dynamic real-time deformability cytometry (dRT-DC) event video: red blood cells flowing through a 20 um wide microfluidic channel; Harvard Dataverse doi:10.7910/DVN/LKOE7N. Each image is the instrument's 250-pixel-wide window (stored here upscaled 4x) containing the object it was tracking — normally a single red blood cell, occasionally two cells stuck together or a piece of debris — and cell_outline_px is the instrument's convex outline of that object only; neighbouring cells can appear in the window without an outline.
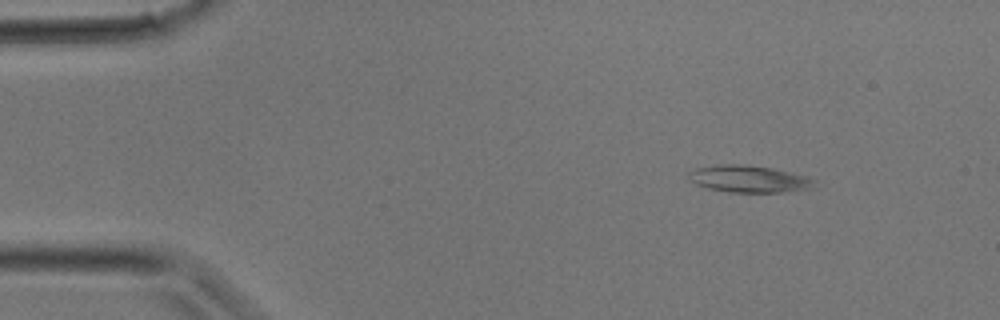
{"species": "common noctule bat (a hibernating species)", "species_latin": "Nyctalus noctula", "temperature_condition": "room temperature", "stored_images_in_passage": 31, "camera_frame_rate_fps": 3000, "um_per_image_px": 0.085, "animal": {"sex": "male", "body_mass_g": 17.9}, "frame": {"image": 1, "passage_image": 3, "time_ms": 0.667, "image_size_px": [1000, 320], "cell_outline_px": [[816, 180], [812, 188], [780, 192], [728, 192], [708, 188], [696, 184], [692, 180], [688, 172], [696, 168], [720, 164], [740, 164], [772, 168], [808, 176]], "centroid_in_image_um": [63.68, 15.2], "position_along_channel_um": 21.3, "area_um2": 19.59}}
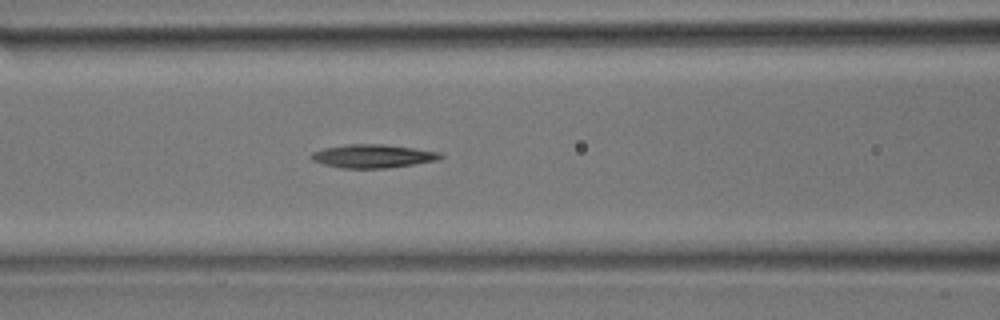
{"frame": {"image": 2, "passage_image": 12, "time_ms": 3.667, "image_size_px": [1000, 320], "cell_outline_px": [[444, 156], [436, 160], [388, 168], [340, 168], [324, 164], [312, 160], [308, 156], [312, 152], [324, 148], [348, 144], [384, 144], [440, 152]], "centroid_in_image_um": [31.64, 13.27], "position_along_channel_um": 135.0, "area_um2": 17.51}}
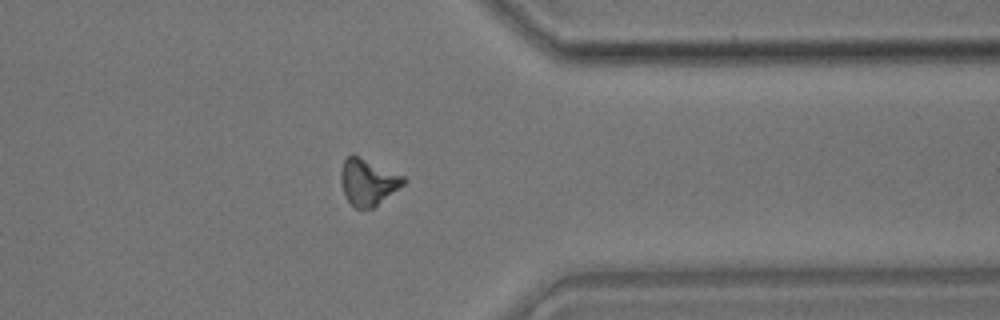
{"frame": {"image": 3, "passage_image": 24, "time_ms": 7.667, "image_size_px": [1000, 320], "cell_outline_px": [[408, 180], [404, 184], [372, 208], [356, 208], [348, 200], [344, 192], [340, 180], [340, 172], [344, 160], [352, 152], [404, 176]], "centroid_in_image_um": [31.27, 15.42], "position_along_channel_um": 380.1, "area_um2": 16.88}}